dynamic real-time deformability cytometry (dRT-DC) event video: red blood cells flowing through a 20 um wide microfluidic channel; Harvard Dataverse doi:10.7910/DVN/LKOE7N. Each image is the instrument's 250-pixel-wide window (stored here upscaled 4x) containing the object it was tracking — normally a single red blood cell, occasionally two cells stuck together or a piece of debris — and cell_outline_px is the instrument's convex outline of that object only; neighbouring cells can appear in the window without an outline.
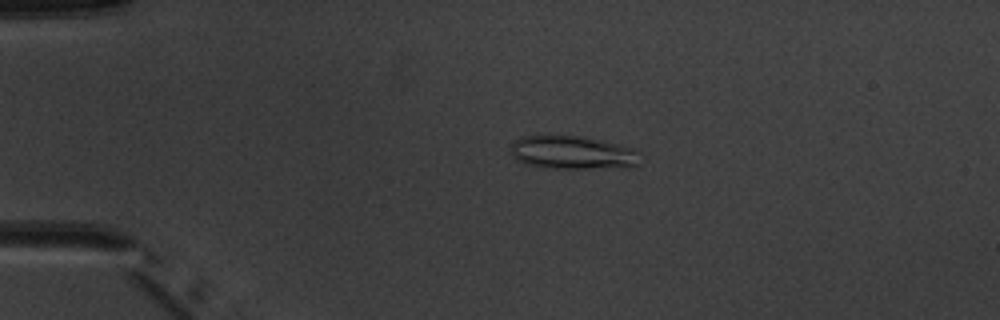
{"species": "common noctule bat (a hibernating species)", "species_latin": "Nyctalus noctula", "temperature_condition": "warm", "stored_images_in_passage": 5, "camera_frame_rate_fps": 3000, "um_per_image_px": 0.085, "animal": {"sex": "male", "body_mass_g": 20.1, "forearm_length_mm": 53.5}, "frame": {"image": 1, "passage_image": 4, "time_ms": 3.667, "image_size_px": [1000, 320], "cell_outline_px": [[640, 152], [636, 164], [628, 168], [544, 168], [524, 164], [516, 160], [512, 156], [512, 144], [520, 136], [584, 136], [604, 140], [636, 148]], "centroid_in_image_um": [48.7, 12.97], "position_along_channel_um": 36.3, "area_um2": 25.49}}